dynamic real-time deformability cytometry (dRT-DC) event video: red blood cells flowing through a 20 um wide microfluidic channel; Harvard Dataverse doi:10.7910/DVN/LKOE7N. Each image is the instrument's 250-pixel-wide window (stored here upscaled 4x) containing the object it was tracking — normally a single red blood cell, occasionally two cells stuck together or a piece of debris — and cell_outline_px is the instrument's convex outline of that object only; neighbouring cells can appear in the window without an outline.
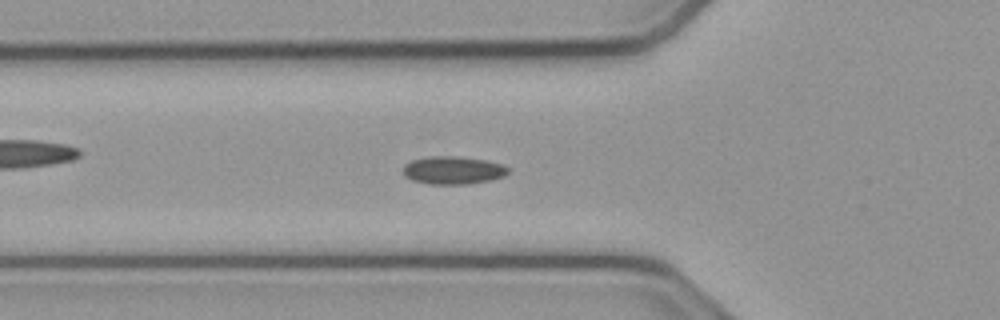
{"species": "common noctule bat (a hibernating species)", "species_latin": "Nyctalus noctula", "temperature_condition": "cold", "stored_images_in_passage": 54, "camera_frame_rate_fps": 3000, "um_per_image_px": 0.085, "animal": {"sex": "male", "body_mass_g": 23.1, "forearm_length_mm": 52.7}, "frame": {"image": 1, "passage_image": 18, "time_ms": 5.667, "image_size_px": [1000, 320], "cell_outline_px": [[508, 172], [504, 176], [492, 180], [468, 184], [428, 184], [412, 180], [404, 176], [404, 164], [412, 160], [432, 156], [460, 156], [484, 160], [504, 164], [508, 168]], "centroid_in_image_um": [38.52, 14.47], "position_along_channel_um": 87.3, "area_um2": 17.17}}
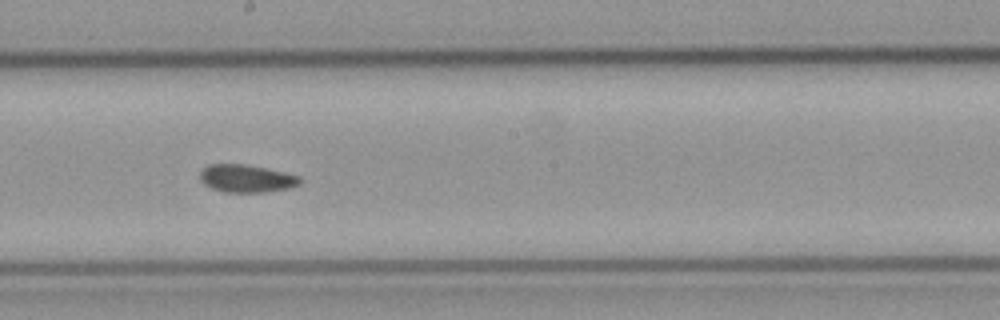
{"frame": {"image": 2, "passage_image": 29, "time_ms": 9.333, "image_size_px": [1000, 320], "cell_outline_px": [[304, 180], [300, 184], [292, 188], [264, 192], [224, 192], [212, 188], [204, 184], [200, 180], [200, 172], [208, 164], [244, 164], [284, 172], [300, 176]], "centroid_in_image_um": [20.98, 15.18], "position_along_channel_um": 227.2, "area_um2": 16.24}}
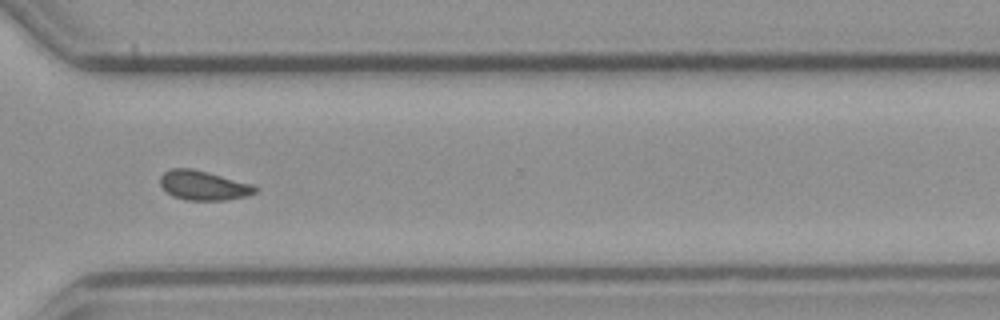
{"frame": {"image": 3, "passage_image": 39, "time_ms": 12.667, "image_size_px": [1000, 320], "cell_outline_px": [[260, 188], [256, 192], [248, 196], [228, 200], [184, 200], [172, 196], [160, 184], [160, 176], [164, 172], [172, 168], [192, 168], [256, 184]], "centroid_in_image_um": [17.36, 15.76], "position_along_channel_um": 353.2, "area_um2": 16.65}, "authors_computed_cell_mechanics": {"area_um2": 16.3285, "velocity_mm_per_s": 3.7907, "shape_relaxation_time_tau1_ms": null, "shape_relaxation_time_tau2_ms": 3.416, "deformation_change_tau1": null, "deformation_change_tau2": 0.0713}}